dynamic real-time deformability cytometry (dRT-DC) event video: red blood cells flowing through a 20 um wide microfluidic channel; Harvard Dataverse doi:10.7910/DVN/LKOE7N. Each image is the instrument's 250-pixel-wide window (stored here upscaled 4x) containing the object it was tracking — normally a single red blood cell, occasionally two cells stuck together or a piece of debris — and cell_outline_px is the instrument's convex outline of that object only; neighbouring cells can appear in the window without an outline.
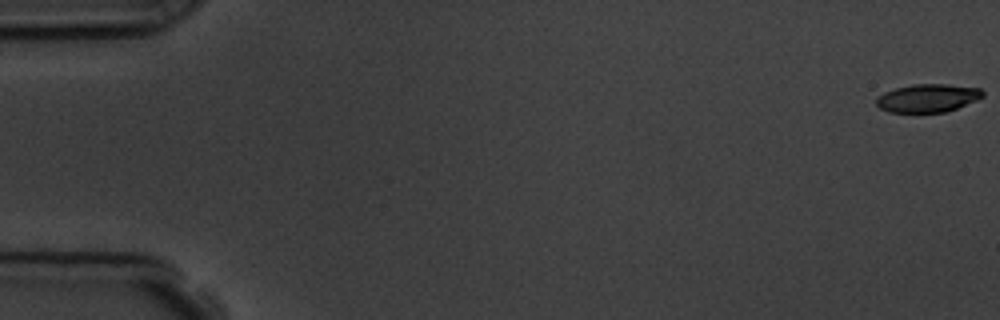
{"species": "common noctule bat (a hibernating species)", "species_latin": "Nyctalus noctula", "temperature_condition": "room temperature", "stored_images_in_passage": 7, "camera_frame_rate_fps": 3000, "um_per_image_px": 0.085, "animal": {"sex": "male", "body_mass_g": 19.5, "forearm_length_mm": 54.6}, "frame": {"image": 1, "passage_image": 1, "time_ms": 0.0, "image_size_px": [1000, 320], "cell_outline_px": [[984, 96], [976, 100], [956, 108], [944, 112], [888, 112], [880, 108], [876, 104], [876, 96], [884, 92], [896, 88], [912, 84], [948, 84], [980, 88], [984, 92]], "centroid_in_image_um": [78.84, 8.33], "position_along_channel_um": 6.2, "area_um2": 17.46}}
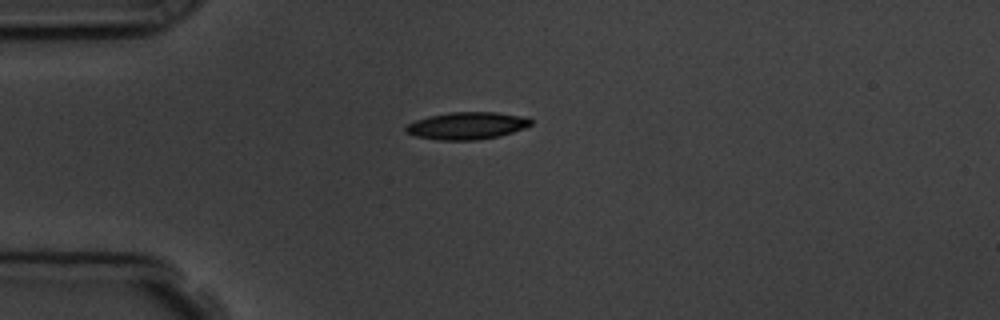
{"frame": {"image": 2, "passage_image": 5, "time_ms": 4.667, "image_size_px": [1000, 320], "cell_outline_px": [[532, 124], [524, 128], [512, 132], [496, 136], [476, 140], [440, 140], [416, 136], [404, 132], [404, 128], [408, 124], [416, 120], [428, 116], [448, 112], [496, 112], [528, 116], [532, 120]], "centroid_in_image_um": [39.69, 10.67], "position_along_channel_um": 45.3, "area_um2": 19.94}}
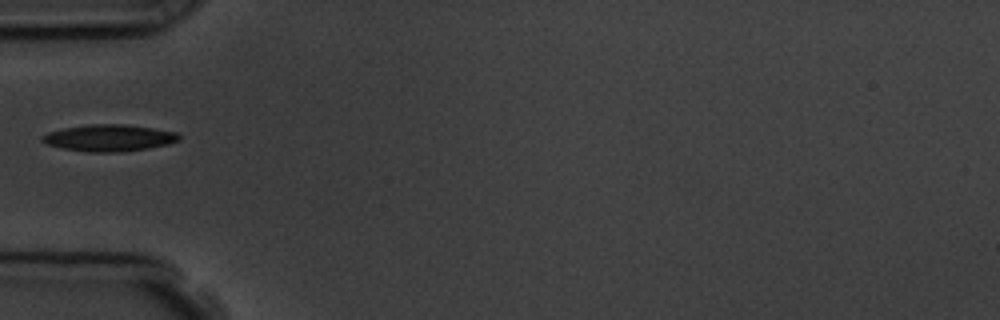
{"frame": {"image": 3, "passage_image": 6, "time_ms": 6.0, "image_size_px": [1000, 320], "cell_outline_px": [[180, 140], [168, 144], [148, 148], [116, 152], [88, 152], [64, 148], [48, 144], [40, 140], [40, 136], [48, 132], [64, 128], [88, 124], [124, 124], [152, 128], [176, 132], [180, 136]], "centroid_in_image_um": [9.26, 11.71], "position_along_channel_um": 75.7, "area_um2": 21.15}}